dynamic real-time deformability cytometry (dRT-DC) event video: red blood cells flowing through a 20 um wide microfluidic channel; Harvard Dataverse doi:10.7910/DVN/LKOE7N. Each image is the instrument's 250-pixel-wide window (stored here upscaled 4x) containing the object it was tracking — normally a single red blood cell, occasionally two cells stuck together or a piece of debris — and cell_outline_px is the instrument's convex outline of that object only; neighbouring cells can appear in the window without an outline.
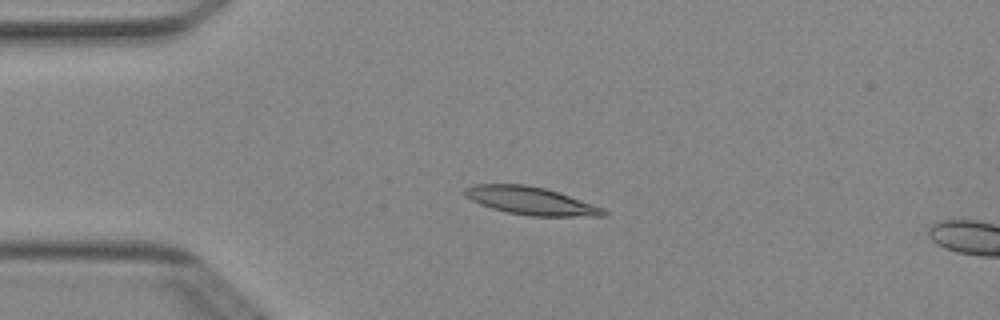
{"species": "Egyptian fruit bat (a non-hibernating species)", "species_latin": "Rousettus aegyptiacus", "temperature_condition": "cold", "stored_images_in_passage": 3, "camera_frame_rate_fps": 3000, "um_per_image_px": 0.085, "animal": {"sex": "female"}, "frame": {"image": 1, "passage_image": 2, "time_ms": 0.333, "image_size_px": [1000, 320], "cell_outline_px": [[608, 216], [528, 216], [508, 212], [492, 208], [480, 204], [464, 196], [464, 188], [472, 184], [524, 184], [544, 188], [604, 208], [608, 212]], "centroid_in_image_um": [45.09, 17.07], "position_along_channel_um": 39.9, "area_um2": 22.37}}